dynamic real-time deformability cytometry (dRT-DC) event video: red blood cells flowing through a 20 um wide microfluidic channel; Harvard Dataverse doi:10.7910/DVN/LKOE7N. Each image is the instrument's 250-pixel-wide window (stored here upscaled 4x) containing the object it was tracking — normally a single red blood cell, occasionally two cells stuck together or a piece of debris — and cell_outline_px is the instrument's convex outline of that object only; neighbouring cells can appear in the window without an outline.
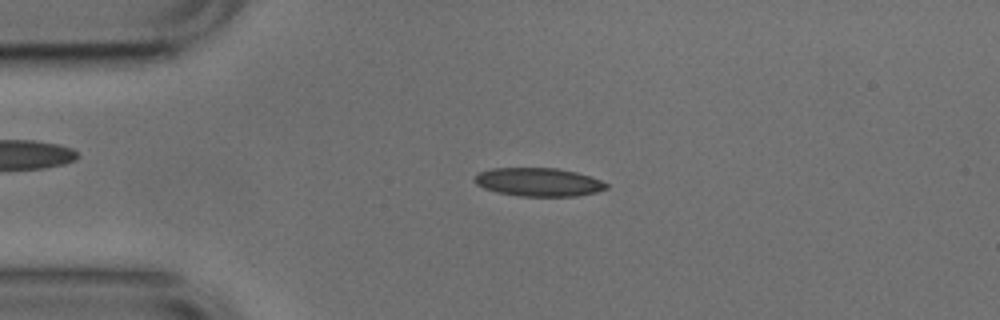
{"species": "common noctule bat (a hibernating species)", "species_latin": "Nyctalus noctula", "temperature_condition": "cold", "stored_images_in_passage": 52, "camera_frame_rate_fps": 3000, "um_per_image_px": 0.085, "animal": {"sex": "male", "body_mass_g": 17.9, "forearm_length_mm": 54.2}, "frame": {"image": 1, "passage_image": 11, "time_ms": 3.333, "image_size_px": [1000, 320], "cell_outline_px": [[608, 188], [596, 192], [576, 196], [520, 196], [496, 192], [484, 188], [476, 184], [472, 180], [480, 172], [492, 168], [556, 168], [576, 172], [600, 180], [608, 184]], "centroid_in_image_um": [45.76, 15.48], "position_along_channel_um": 39.2, "area_um2": 21.73}}
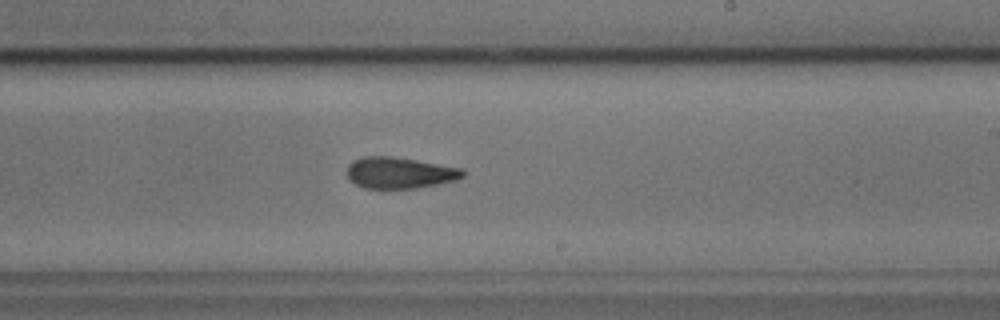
{"frame": {"image": 2, "passage_image": 30, "time_ms": 9.667, "image_size_px": [1000, 320], "cell_outline_px": [[464, 176], [456, 180], [416, 188], [364, 188], [348, 180], [348, 164], [352, 160], [364, 156], [392, 156], [464, 168]], "centroid_in_image_um": [33.96, 14.68], "position_along_channel_um": 255.0, "area_um2": 21.15}}
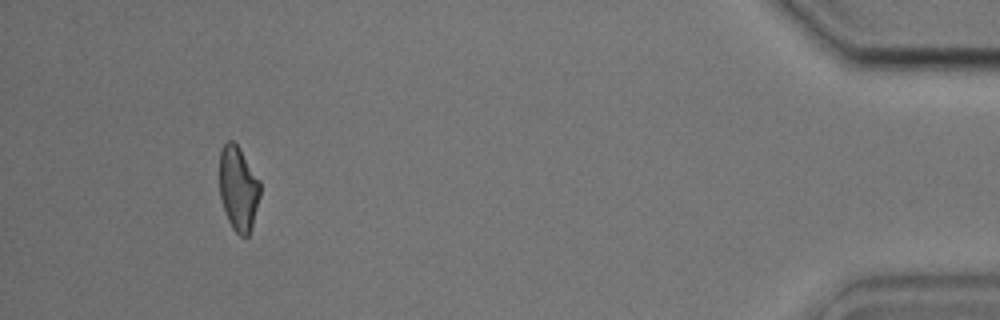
{"frame": {"image": 3, "passage_image": 48, "time_ms": 15.667, "image_size_px": [1000, 320], "cell_outline_px": [[260, 196], [252, 228], [248, 236], [240, 236], [232, 228], [228, 220], [220, 196], [220, 152], [224, 144], [228, 140], [232, 140], [240, 148], [260, 180]], "centroid_in_image_um": [20.27, 16.03], "position_along_channel_um": 414.9, "area_um2": 20.06}, "authors_computed_cell_mechanics": {"area_um2": 21.3571, "velocity_mm_per_s": 3.7918, "shape_relaxation_time_tau1_ms": 5.7269, "shape_relaxation_time_tau2_ms": 2.7656, "deformation_change_tau1": 0.1423, "deformation_change_tau2": 0.1095}}